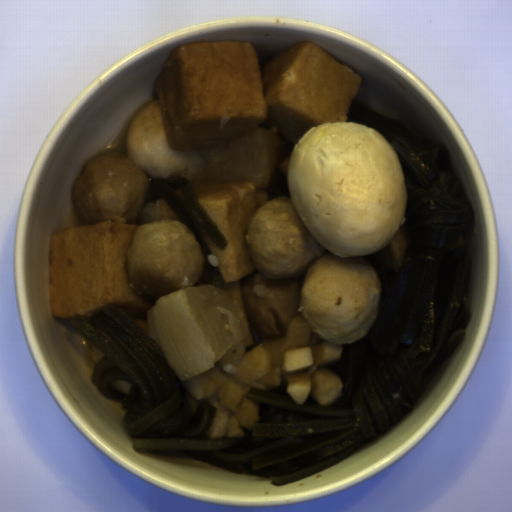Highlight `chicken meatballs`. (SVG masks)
Segmentation results:
<instances>
[{
  "label": "chicken meatballs",
  "instance_id": "fd5e1221",
  "mask_svg": "<svg viewBox=\"0 0 512 512\" xmlns=\"http://www.w3.org/2000/svg\"><path fill=\"white\" fill-rule=\"evenodd\" d=\"M205 258L197 237L181 220L140 224L126 255L133 289L154 299L193 288L201 279Z\"/></svg>",
  "mask_w": 512,
  "mask_h": 512
},
{
  "label": "chicken meatballs",
  "instance_id": "f4306124",
  "mask_svg": "<svg viewBox=\"0 0 512 512\" xmlns=\"http://www.w3.org/2000/svg\"><path fill=\"white\" fill-rule=\"evenodd\" d=\"M151 176L129 154L110 152L90 160L75 180V212L85 224H138Z\"/></svg>",
  "mask_w": 512,
  "mask_h": 512
},
{
  "label": "chicken meatballs",
  "instance_id": "6fca7428",
  "mask_svg": "<svg viewBox=\"0 0 512 512\" xmlns=\"http://www.w3.org/2000/svg\"><path fill=\"white\" fill-rule=\"evenodd\" d=\"M268 200L251 216L244 235L255 272L284 279L309 270L328 247L313 236L291 197Z\"/></svg>",
  "mask_w": 512,
  "mask_h": 512
}]
</instances>
